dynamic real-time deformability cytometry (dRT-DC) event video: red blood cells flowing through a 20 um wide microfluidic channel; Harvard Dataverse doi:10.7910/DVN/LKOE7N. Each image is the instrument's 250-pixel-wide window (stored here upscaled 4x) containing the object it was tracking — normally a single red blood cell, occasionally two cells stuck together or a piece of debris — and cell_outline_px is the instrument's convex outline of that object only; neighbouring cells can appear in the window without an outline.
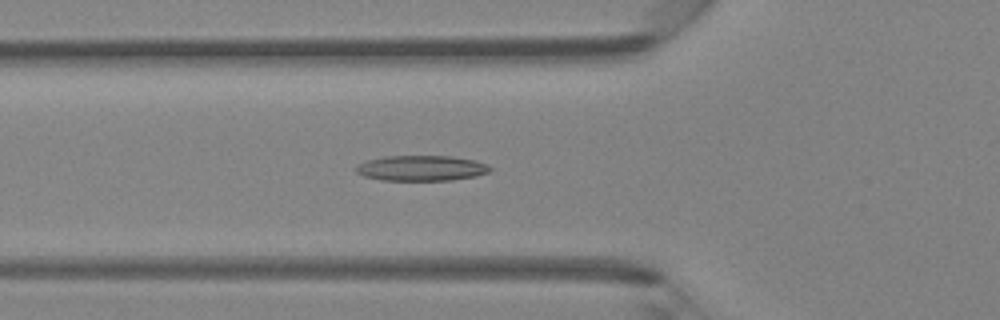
{"species": "Egyptian fruit bat (a non-hibernating species)", "species_latin": "Rousettus aegyptiacus", "temperature_condition": "room temperature", "stored_images_in_passage": 35, "camera_frame_rate_fps": 3000, "um_per_image_px": 0.085, "animal": {"sex": "female"}, "frame": {"image": 1, "passage_image": 5, "time_ms": 1.333, "image_size_px": [1000, 320], "cell_outline_px": [[492, 168], [488, 172], [476, 176], [452, 180], [380, 180], [364, 176], [356, 172], [356, 168], [360, 164], [368, 160], [384, 156], [452, 156], [476, 160], [488, 164]], "centroid_in_image_um": [35.86, 14.29], "position_along_channel_um": 89.9, "area_um2": 19.83}}
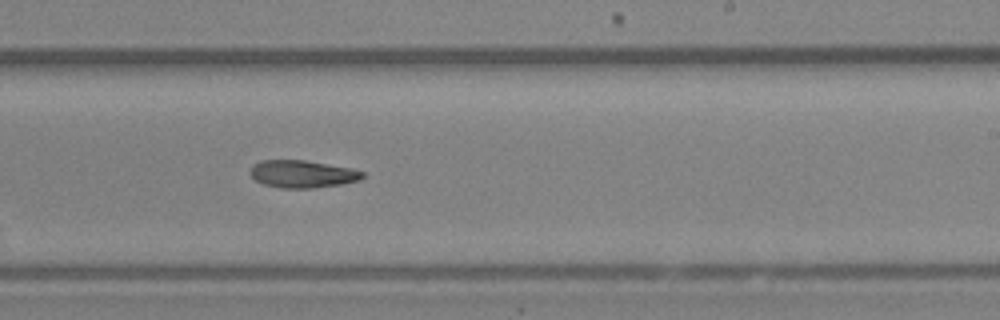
{"frame": {"image": 2, "passage_image": 17, "time_ms": 5.333, "image_size_px": [1000, 320], "cell_outline_px": [[364, 176], [360, 180], [340, 184], [312, 188], [280, 188], [264, 184], [256, 180], [248, 172], [252, 164], [260, 160], [304, 160], [352, 168], [364, 172]], "centroid_in_image_um": [25.68, 14.78], "position_along_channel_um": 263.3, "area_um2": 18.03}}
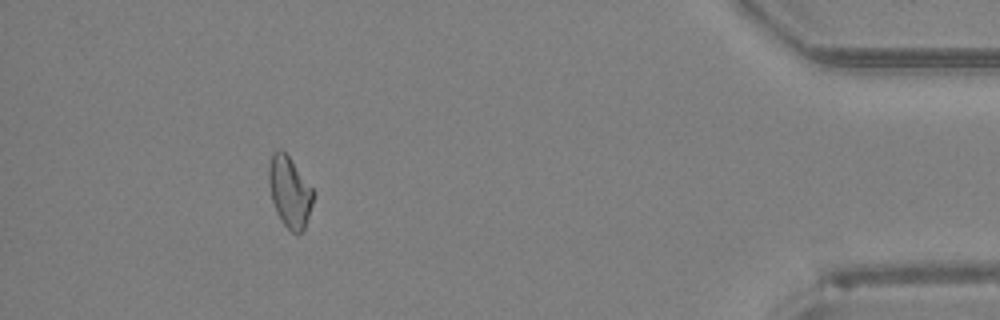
{"frame": {"image": 3, "passage_image": 31, "time_ms": 10.0, "image_size_px": [1000, 320], "cell_outline_px": [[316, 192], [304, 228], [300, 232], [292, 232], [284, 224], [276, 212], [272, 200], [268, 180], [268, 164], [272, 152], [280, 148], [288, 156]], "centroid_in_image_um": [24.61, 16.27], "position_along_channel_um": 410.6, "area_um2": 18.26}}